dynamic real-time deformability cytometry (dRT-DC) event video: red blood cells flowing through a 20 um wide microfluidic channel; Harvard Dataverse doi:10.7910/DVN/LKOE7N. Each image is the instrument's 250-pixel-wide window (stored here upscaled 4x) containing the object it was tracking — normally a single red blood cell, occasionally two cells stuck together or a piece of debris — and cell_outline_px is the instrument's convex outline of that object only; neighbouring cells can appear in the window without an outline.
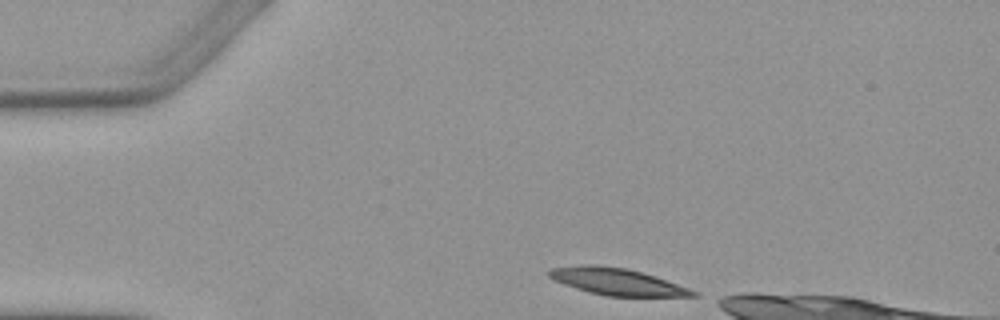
{"species": "Egyptian fruit bat (a non-hibernating species)", "species_latin": "Rousettus aegyptiacus", "temperature_condition": "warm", "stored_images_in_passage": 2, "camera_frame_rate_fps": 3000, "um_per_image_px": 0.085, "animal": {"sex": "female"}, "frame": {"image": 1, "passage_image": 1, "time_ms": 0.0, "image_size_px": [1000, 320], "cell_outline_px": [[700, 296], [608, 296], [588, 292], [552, 280], [548, 276], [548, 272], [552, 268], [580, 264], [596, 264], [624, 268], [640, 272], [688, 288], [696, 292]], "centroid_in_image_um": [52.36, 23.93], "position_along_channel_um": 32.6, "area_um2": 22.14}}